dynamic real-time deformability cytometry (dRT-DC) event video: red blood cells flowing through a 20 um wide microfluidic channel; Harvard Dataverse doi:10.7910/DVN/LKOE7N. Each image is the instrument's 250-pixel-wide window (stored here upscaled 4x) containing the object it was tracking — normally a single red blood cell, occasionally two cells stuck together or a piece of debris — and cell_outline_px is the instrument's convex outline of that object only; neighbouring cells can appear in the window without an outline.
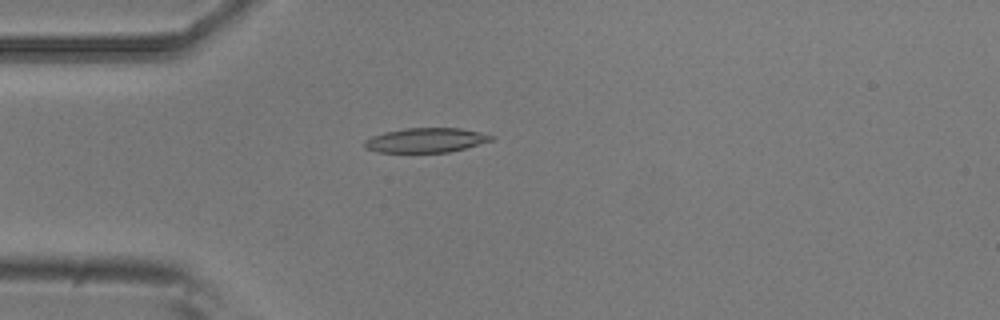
{"species": "common noctule bat (a hibernating species)", "species_latin": "Nyctalus noctula", "temperature_condition": "room temperature", "stored_images_in_passage": 3, "camera_frame_rate_fps": 3000, "um_per_image_px": 0.085, "animal": {"sex": "male", "body_mass_g": 20.5, "forearm_length_mm": 52.5}, "frame": {"image": 1, "passage_image": 2, "time_ms": 0.333, "image_size_px": [1000, 320], "cell_outline_px": [[496, 136], [492, 140], [464, 148], [448, 152], [376, 152], [364, 148], [364, 140], [372, 136], [384, 132], [404, 128], [460, 128], [480, 132]], "centroid_in_image_um": [36.17, 11.91], "position_along_channel_um": 48.8, "area_um2": 18.09}}